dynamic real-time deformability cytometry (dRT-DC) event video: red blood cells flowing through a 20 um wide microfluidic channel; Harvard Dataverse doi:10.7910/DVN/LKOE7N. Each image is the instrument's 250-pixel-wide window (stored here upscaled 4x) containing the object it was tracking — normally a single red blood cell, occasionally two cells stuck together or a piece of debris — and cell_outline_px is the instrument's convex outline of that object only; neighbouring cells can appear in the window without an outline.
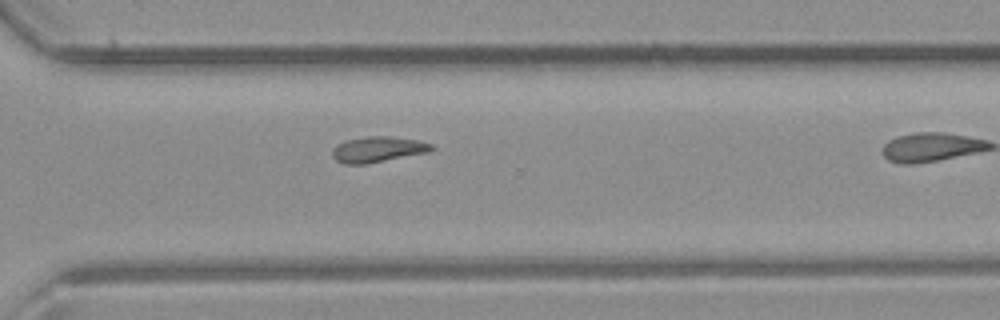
{"species": "common noctule bat (a hibernating species)", "species_latin": "Nyctalus noctula", "temperature_condition": "room temperature", "stored_images_in_passage": 21, "camera_frame_rate_fps": 3000, "um_per_image_px": 0.085, "animal": {"sex": "male", "body_mass_g": 23.1, "forearm_length_mm": 52.7}, "frame": {"image": 1, "passage_image": 18, "time_ms": 5.667, "image_size_px": [1000, 320], "cell_outline_px": [[436, 148], [428, 152], [368, 164], [344, 164], [336, 160], [332, 156], [332, 148], [336, 144], [344, 140], [368, 136], [388, 136], [416, 140], [432, 144]], "centroid_in_image_um": [32.08, 12.7], "position_along_channel_um": 338.5, "area_um2": 14.97}}